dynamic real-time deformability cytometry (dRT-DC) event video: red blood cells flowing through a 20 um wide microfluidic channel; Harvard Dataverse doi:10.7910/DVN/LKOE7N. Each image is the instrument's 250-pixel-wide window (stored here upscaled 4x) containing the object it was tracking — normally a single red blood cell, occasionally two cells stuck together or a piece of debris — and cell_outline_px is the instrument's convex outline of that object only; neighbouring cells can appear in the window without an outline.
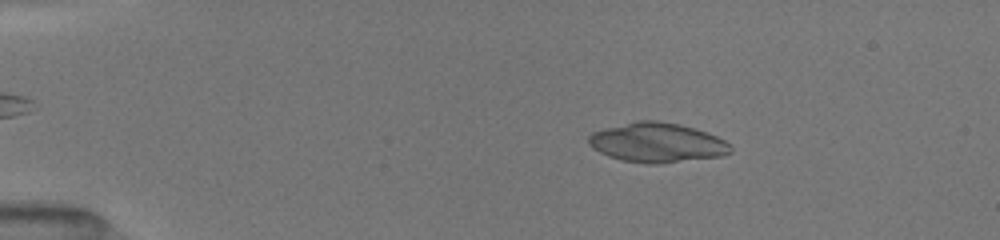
{"species": "common noctule bat (a hibernating species)", "species_latin": "Nyctalus noctula", "temperature_condition": "room temperature", "stored_images_in_passage": 46, "camera_frame_rate_fps": 3000, "um_per_image_px": 0.085, "animal": {"sex": "female", "body_mass_g": 19.5, "forearm_length_mm": 54.1}, "frame": {"image": 1, "passage_image": 5, "time_ms": 1.333, "image_size_px": [1000, 240], "cell_outline_px": [[732, 152], [720, 156], [660, 164], [648, 164], [620, 160], [608, 156], [592, 148], [588, 144], [588, 136], [592, 132], [636, 120], [656, 120], [680, 124], [716, 136], [724, 140], [732, 148]], "centroid_in_image_um": [55.82, 12.13], "position_along_channel_um": 29.2, "area_um2": 32.66}}